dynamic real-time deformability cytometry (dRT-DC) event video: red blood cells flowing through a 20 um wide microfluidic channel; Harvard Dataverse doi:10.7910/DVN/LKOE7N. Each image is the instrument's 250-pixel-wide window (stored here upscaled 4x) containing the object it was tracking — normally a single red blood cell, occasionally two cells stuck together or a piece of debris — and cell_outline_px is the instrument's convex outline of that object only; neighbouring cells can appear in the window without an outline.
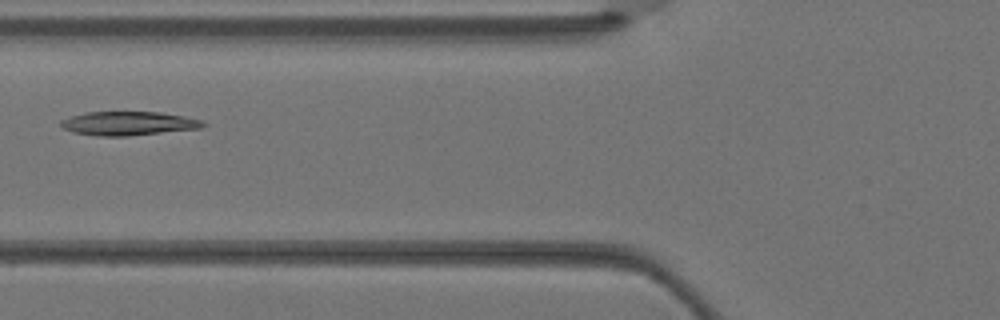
{"species": "Egyptian fruit bat (a non-hibernating species)", "species_latin": "Rousettus aegyptiacus", "temperature_condition": "warm", "stored_images_in_passage": 2, "camera_frame_rate_fps": 3000, "um_per_image_px": 0.085, "animal": {"sex": "female"}, "frame": {"image": 1, "passage_image": 2, "time_ms": 0.333, "image_size_px": [1000, 320], "cell_outline_px": [[208, 124], [200, 128], [128, 136], [96, 136], [72, 132], [64, 128], [60, 124], [60, 120], [84, 112], [160, 112], [184, 116], [200, 120]], "centroid_in_image_um": [10.89, 10.49], "position_along_channel_um": 114.9, "area_um2": 19.71}}